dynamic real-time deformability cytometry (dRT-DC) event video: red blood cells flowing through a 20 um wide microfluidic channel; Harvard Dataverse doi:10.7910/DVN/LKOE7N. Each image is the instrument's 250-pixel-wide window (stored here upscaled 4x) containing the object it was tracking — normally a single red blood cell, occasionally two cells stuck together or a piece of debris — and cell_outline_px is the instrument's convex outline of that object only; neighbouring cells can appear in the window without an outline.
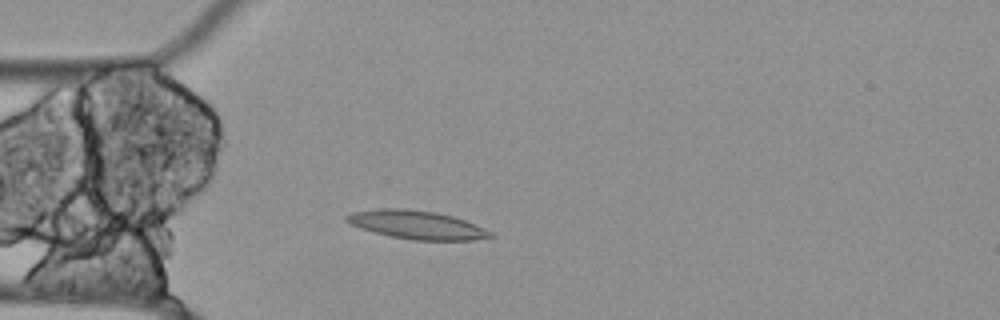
{"species": "Egyptian fruit bat (a non-hibernating species)", "species_latin": "Rousettus aegyptiacus", "temperature_condition": "cold", "stored_images_in_passage": 55, "camera_frame_rate_fps": 3000, "um_per_image_px": 0.085, "animal": {"sex": "female"}, "frame": {"image": 1, "passage_image": 14, "time_ms": 4.333, "image_size_px": [1000, 320], "cell_outline_px": [[496, 236], [472, 240], [412, 240], [372, 232], [360, 228], [344, 220], [344, 216], [352, 212], [380, 208], [404, 208], [436, 212], [452, 216], [464, 220], [484, 228], [492, 232]], "centroid_in_image_um": [35.41, 19.1], "position_along_channel_um": 49.6, "area_um2": 23.81}}
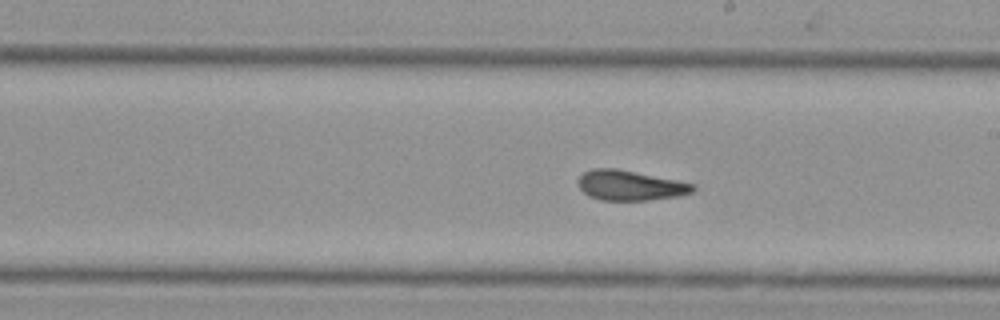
{"frame": {"image": 2, "passage_image": 30, "time_ms": 9.667, "image_size_px": [1000, 320], "cell_outline_px": [[696, 188], [692, 192], [676, 196], [648, 200], [600, 200], [588, 196], [580, 188], [576, 180], [584, 172], [592, 168], [616, 168], [696, 184]], "centroid_in_image_um": [53.52, 15.75], "position_along_channel_um": 235.5, "area_um2": 20.06}}
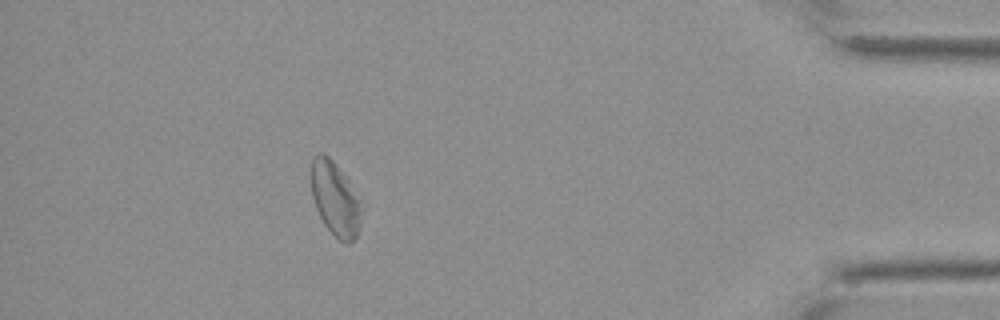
{"frame": {"image": 3, "passage_image": 49, "time_ms": 16.0, "image_size_px": [1000, 320], "cell_outline_px": [[368, 204], [356, 236], [348, 244], [340, 240], [324, 224], [316, 208], [312, 196], [312, 160], [320, 152], [324, 152], [336, 164]], "centroid_in_image_um": [28.61, 16.91], "position_along_channel_um": 406.6, "area_um2": 22.43}, "authors_computed_cell_mechanics": {"area_um2": 22.1952, "velocity_mm_per_s": 3.4889, "shape_relaxation_time_tau1_ms": null, "shape_relaxation_time_tau2_ms": 5.4495, "deformation_change_tau1": null, "deformation_change_tau2": 0.1465}}